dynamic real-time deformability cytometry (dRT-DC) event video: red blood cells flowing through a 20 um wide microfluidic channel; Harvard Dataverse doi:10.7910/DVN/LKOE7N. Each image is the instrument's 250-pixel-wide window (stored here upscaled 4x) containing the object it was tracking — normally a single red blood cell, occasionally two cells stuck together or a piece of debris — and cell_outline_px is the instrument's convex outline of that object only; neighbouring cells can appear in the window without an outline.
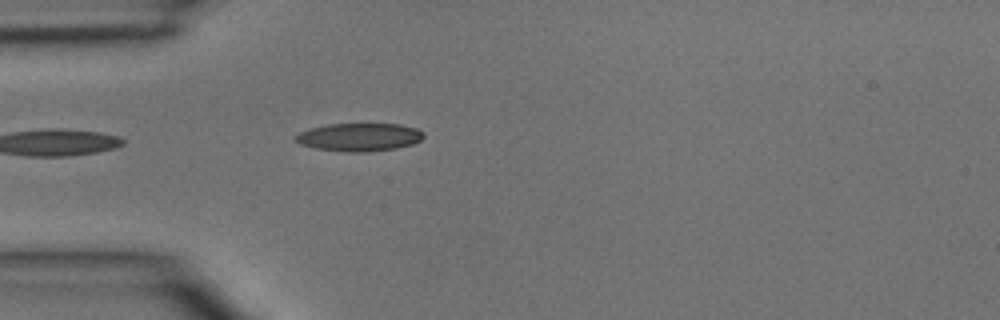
{"species": "common noctule bat (a hibernating species)", "species_latin": "Nyctalus noctula", "temperature_condition": "room temperature", "stored_images_in_passage": 3, "camera_frame_rate_fps": 3000, "um_per_image_px": 0.085, "animal": {"sex": "male", "body_mass_g": 15.6}, "frame": {"image": 1, "passage_image": 3, "time_ms": 0.667, "image_size_px": [1000, 320], "cell_outline_px": [[424, 136], [420, 140], [412, 144], [396, 148], [364, 152], [348, 152], [316, 148], [300, 144], [292, 136], [300, 132], [312, 128], [328, 124], [400, 124], [416, 128], [424, 132]], "centroid_in_image_um": [30.54, 11.65], "position_along_channel_um": 54.5, "area_um2": 20.81}}